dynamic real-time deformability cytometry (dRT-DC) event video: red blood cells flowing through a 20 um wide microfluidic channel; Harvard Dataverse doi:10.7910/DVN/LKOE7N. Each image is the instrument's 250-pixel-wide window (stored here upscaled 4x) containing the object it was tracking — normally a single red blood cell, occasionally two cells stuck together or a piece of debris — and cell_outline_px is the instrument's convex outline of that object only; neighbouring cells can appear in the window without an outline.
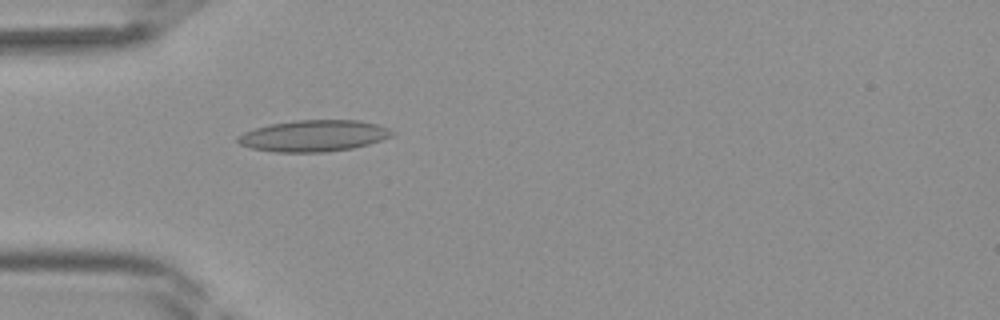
{"species": "Egyptian fruit bat (a non-hibernating species)", "species_latin": "Rousettus aegyptiacus", "temperature_condition": "room temperature", "stored_images_in_passage": 35, "camera_frame_rate_fps": 3000, "um_per_image_px": 0.085, "frame": {"image": 1, "passage_image": 7, "time_ms": 2.0, "image_size_px": [1000, 320], "cell_outline_px": [[396, 132], [392, 136], [368, 144], [352, 148], [324, 152], [276, 152], [248, 148], [240, 144], [236, 140], [236, 136], [244, 132], [256, 128], [272, 124], [296, 120], [360, 120], [376, 124], [388, 128]], "centroid_in_image_um": [26.65, 11.54], "position_along_channel_um": 58.4, "area_um2": 28.21}}
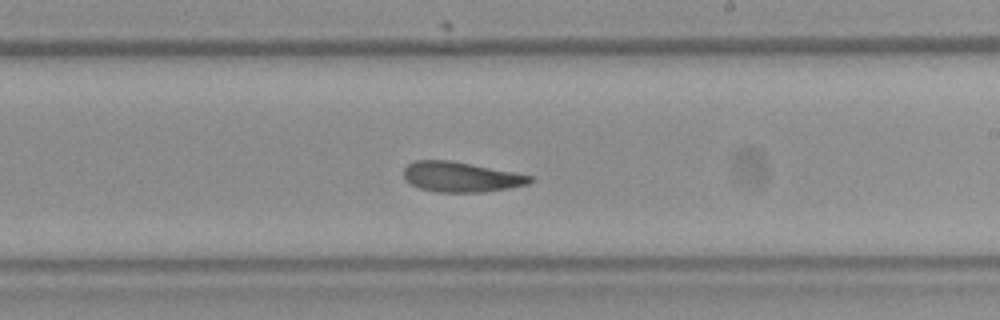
{"frame": {"image": 2, "passage_image": 18, "time_ms": 5.667, "image_size_px": [1000, 320], "cell_outline_px": [[536, 180], [528, 184], [508, 188], [484, 192], [436, 192], [420, 188], [412, 184], [404, 176], [404, 168], [412, 160], [448, 160], [472, 164], [532, 176]], "centroid_in_image_um": [39.19, 15.04], "position_along_channel_um": 249.8, "area_um2": 22.02}}
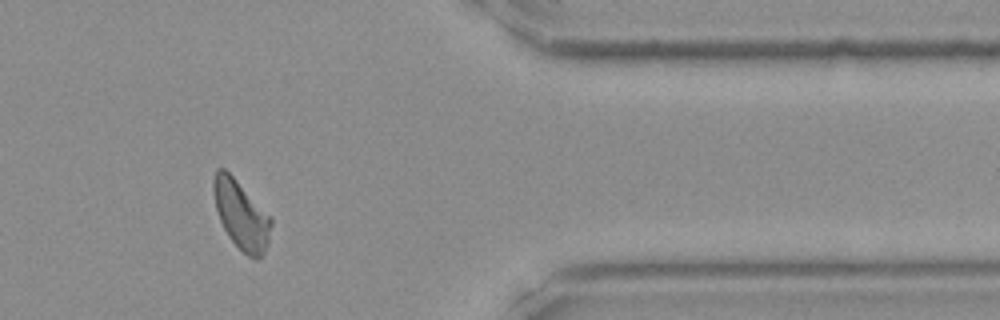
{"frame": {"image": 3, "passage_image": 28, "time_ms": 9.0, "image_size_px": [1000, 320], "cell_outline_px": [[272, 224], [268, 244], [264, 252], [256, 260], [248, 256], [228, 236], [220, 220], [216, 208], [212, 192], [212, 180], [216, 168], [224, 168], [272, 216]], "centroid_in_image_um": [20.5, 18.24], "position_along_channel_um": 390.9, "area_um2": 23.0}}